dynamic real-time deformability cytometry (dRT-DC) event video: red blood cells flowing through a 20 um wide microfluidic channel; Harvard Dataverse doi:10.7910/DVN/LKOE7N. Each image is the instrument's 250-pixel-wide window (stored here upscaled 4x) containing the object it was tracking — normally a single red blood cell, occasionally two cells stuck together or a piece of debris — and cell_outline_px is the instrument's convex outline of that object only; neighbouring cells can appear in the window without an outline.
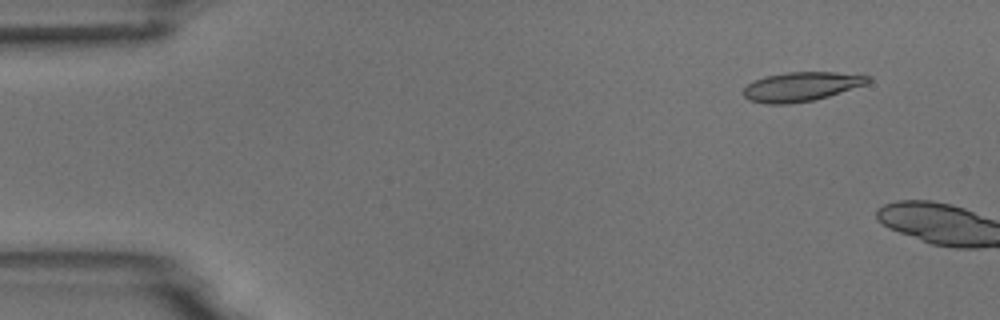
{"species": "common noctule bat (a hibernating species)", "species_latin": "Nyctalus noctula", "temperature_condition": "room temperature", "stored_images_in_passage": 3, "camera_frame_rate_fps": 3000, "um_per_image_px": 0.085, "animal": {"sex": "male", "body_mass_g": 18.8}, "frame": {"image": 1, "passage_image": 2, "time_ms": 1.0, "image_size_px": [1000, 320], "cell_outline_px": [[872, 80], [868, 84], [816, 100], [788, 104], [764, 104], [748, 100], [744, 96], [744, 88], [752, 80], [764, 76], [788, 72], [836, 72], [872, 76]], "centroid_in_image_um": [68.12, 7.36], "position_along_channel_um": 16.9, "area_um2": 21.56}}